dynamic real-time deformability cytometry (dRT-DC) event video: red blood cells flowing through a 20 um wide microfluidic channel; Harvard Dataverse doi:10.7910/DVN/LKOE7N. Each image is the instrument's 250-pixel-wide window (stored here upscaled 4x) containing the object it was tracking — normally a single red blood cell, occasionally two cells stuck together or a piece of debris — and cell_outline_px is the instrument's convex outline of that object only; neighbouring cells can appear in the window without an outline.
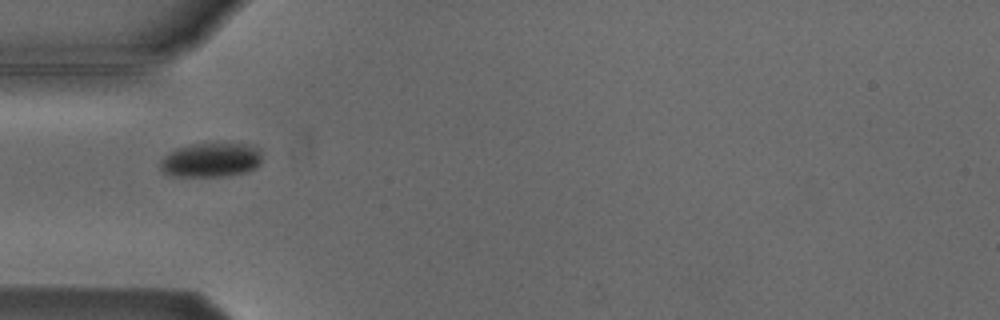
{"species": "Egyptian fruit bat (a non-hibernating species)", "species_latin": "Rousettus aegyptiacus", "temperature_condition": "cold", "stored_images_in_passage": 7, "camera_frame_rate_fps": 3000, "um_per_image_px": 0.085, "animal": {"sex": "male"}, "frame": {"image": 1, "passage_image": 2, "time_ms": 1.333, "image_size_px": [1000, 320], "cell_outline_px": [[260, 164], [256, 168], [244, 172], [224, 176], [172, 176], [160, 172], [160, 160], [168, 152], [176, 148], [192, 144], [248, 144], [260, 148]], "centroid_in_image_um": [17.89, 13.6], "position_along_channel_um": 67.1, "area_um2": 20.4}}
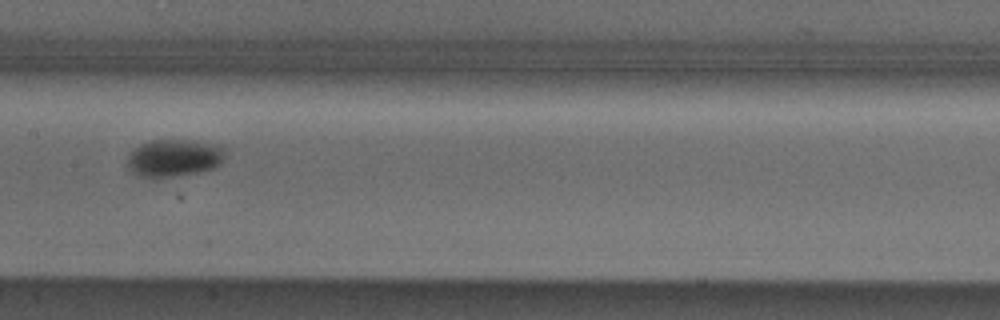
{"frame": {"image": 2, "passage_image": 5, "time_ms": 4.667, "image_size_px": [1000, 320], "cell_outline_px": [[224, 160], [216, 168], [200, 172], [172, 176], [140, 176], [132, 172], [128, 168], [128, 156], [132, 148], [148, 140], [196, 140], [216, 144], [224, 148]], "centroid_in_image_um": [14.81, 13.4], "position_along_channel_um": 192.6, "area_um2": 21.44}}
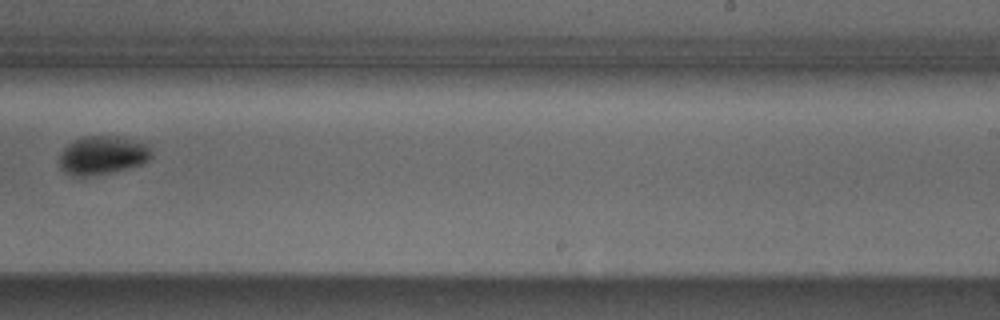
{"frame": {"image": 3, "passage_image": 7, "time_ms": 7.0, "image_size_px": [1000, 320], "cell_outline_px": [[152, 156], [148, 160], [140, 164], [128, 168], [112, 172], [92, 176], [72, 176], [64, 172], [60, 168], [60, 152], [72, 140], [84, 136], [116, 136], [148, 144], [152, 148]], "centroid_in_image_um": [8.7, 13.2], "position_along_channel_um": 280.3, "area_um2": 20.87}}